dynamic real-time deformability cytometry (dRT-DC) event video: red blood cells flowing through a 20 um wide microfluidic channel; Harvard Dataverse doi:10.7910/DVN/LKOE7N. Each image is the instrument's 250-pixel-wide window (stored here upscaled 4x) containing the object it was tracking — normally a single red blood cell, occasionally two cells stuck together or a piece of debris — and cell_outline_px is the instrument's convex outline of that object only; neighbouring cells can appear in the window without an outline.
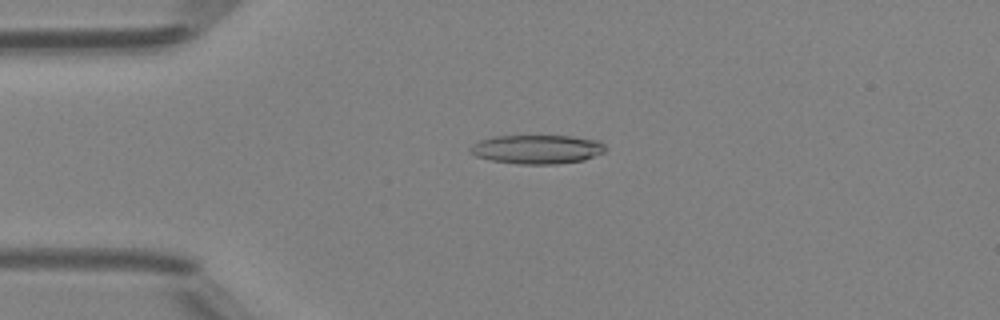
{"species": "Egyptian fruit bat (a non-hibernating species)", "species_latin": "Rousettus aegyptiacus", "temperature_condition": "room temperature", "stored_images_in_passage": 49, "camera_frame_rate_fps": 3000, "um_per_image_px": 0.085, "animal": {"sex": "female"}, "frame": {"image": 1, "passage_image": 12, "time_ms": 3.667, "image_size_px": [1000, 320], "cell_outline_px": [[604, 152], [584, 160], [556, 164], [516, 164], [488, 160], [476, 156], [468, 148], [472, 144], [480, 140], [492, 136], [572, 136], [600, 140], [604, 144]], "centroid_in_image_um": [45.63, 12.69], "position_along_channel_um": 39.4, "area_um2": 22.95}}
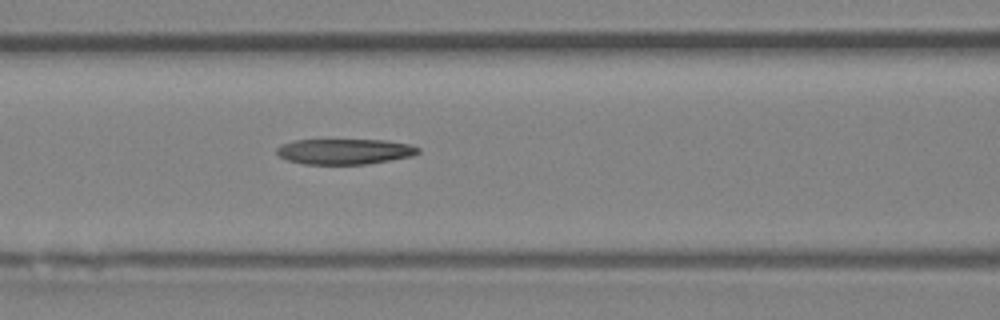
{"frame": {"image": 2, "passage_image": 21, "time_ms": 6.667, "image_size_px": [1000, 320], "cell_outline_px": [[420, 152], [412, 156], [368, 164], [304, 164], [288, 160], [280, 156], [276, 152], [276, 148], [280, 144], [292, 140], [384, 140], [412, 144], [420, 148]], "centroid_in_image_um": [29.3, 12.87], "position_along_channel_um": 137.3, "area_um2": 21.15}}
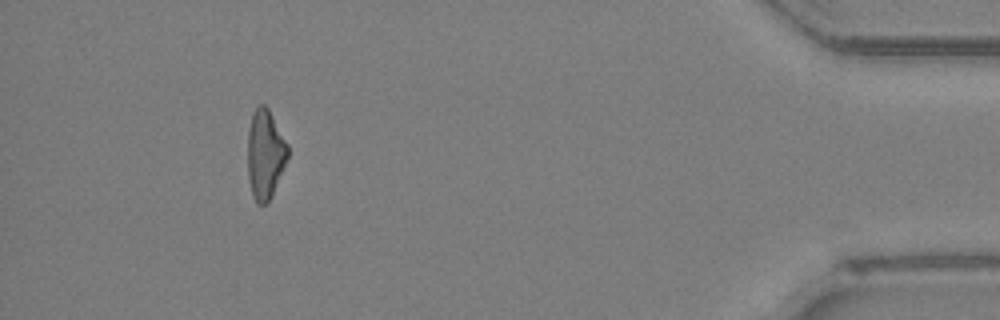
{"frame": {"image": 3, "passage_image": 45, "time_ms": 14.667, "image_size_px": [1000, 320], "cell_outline_px": [[288, 156], [272, 192], [268, 200], [264, 204], [256, 204], [252, 196], [248, 180], [248, 132], [252, 112], [260, 104], [264, 104], [268, 108], [288, 144]], "centroid_in_image_um": [22.51, 13.08], "position_along_channel_um": 412.7, "area_um2": 20.58}}